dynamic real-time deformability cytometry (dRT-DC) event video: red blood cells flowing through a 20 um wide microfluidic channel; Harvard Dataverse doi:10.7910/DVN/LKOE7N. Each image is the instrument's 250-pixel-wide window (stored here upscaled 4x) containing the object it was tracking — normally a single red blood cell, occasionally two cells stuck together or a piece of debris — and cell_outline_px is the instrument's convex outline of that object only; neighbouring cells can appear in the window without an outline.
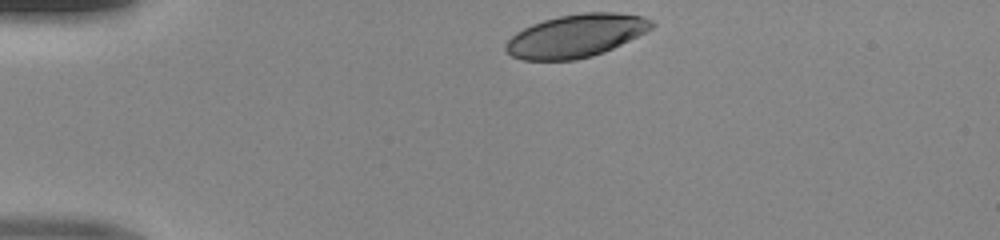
{"species": "human", "species_latin": "Homo sapiens", "temperature_condition": "room temperature", "stored_images_in_passage": 32, "camera_frame_rate_fps": 3000, "um_per_image_px": 0.085, "donor": {"sex": "male"}, "frame": {"image": 1, "passage_image": 1, "time_ms": 0.0, "image_size_px": [1000, 240], "cell_outline_px": [[656, 24], [652, 28], [612, 48], [592, 56], [576, 60], [520, 60], [512, 56], [504, 48], [504, 44], [516, 32], [532, 24], [544, 20], [560, 16], [584, 12], [616, 12], [644, 16], [652, 20]], "centroid_in_image_um": [48.94, 3.04], "position_along_channel_um": 36.1, "area_um2": 36.36}}
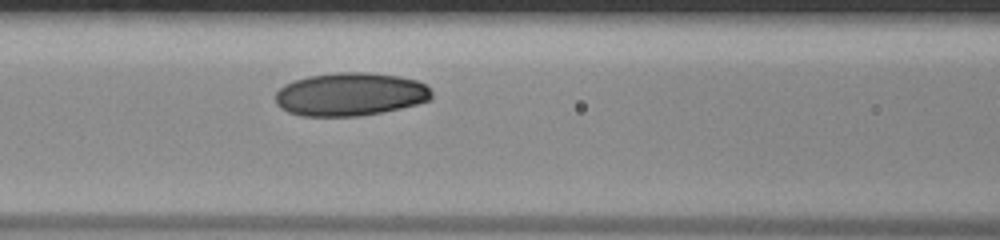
{"frame": {"image": 2, "passage_image": 12, "time_ms": 3.667, "image_size_px": [1000, 240], "cell_outline_px": [[432, 96], [428, 100], [416, 104], [400, 108], [380, 112], [356, 116], [300, 116], [288, 112], [280, 108], [276, 104], [276, 92], [284, 84], [308, 76], [336, 72], [364, 72], [396, 76], [416, 80], [424, 84], [432, 92]], "centroid_in_image_um": [29.73, 8.01], "position_along_channel_um": 136.9, "area_um2": 39.13}}
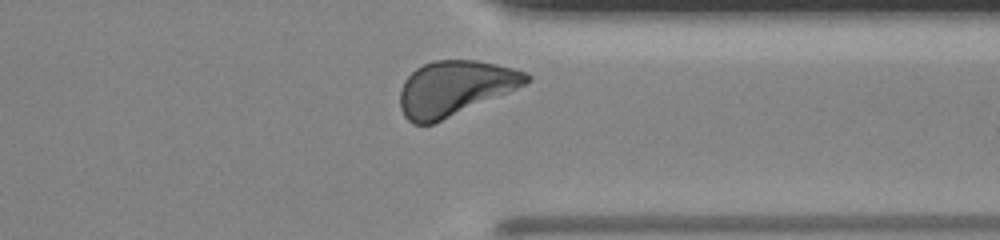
{"frame": {"image": 3, "passage_image": 29, "time_ms": 9.333, "image_size_px": [1000, 240], "cell_outline_px": [[532, 80], [508, 92], [432, 124], [412, 124], [404, 116], [400, 108], [400, 92], [404, 80], [416, 68], [432, 60], [476, 60], [496, 64], [528, 72], [532, 76]], "centroid_in_image_um": [38.65, 7.48], "position_along_channel_um": 372.8, "area_um2": 40.11}}